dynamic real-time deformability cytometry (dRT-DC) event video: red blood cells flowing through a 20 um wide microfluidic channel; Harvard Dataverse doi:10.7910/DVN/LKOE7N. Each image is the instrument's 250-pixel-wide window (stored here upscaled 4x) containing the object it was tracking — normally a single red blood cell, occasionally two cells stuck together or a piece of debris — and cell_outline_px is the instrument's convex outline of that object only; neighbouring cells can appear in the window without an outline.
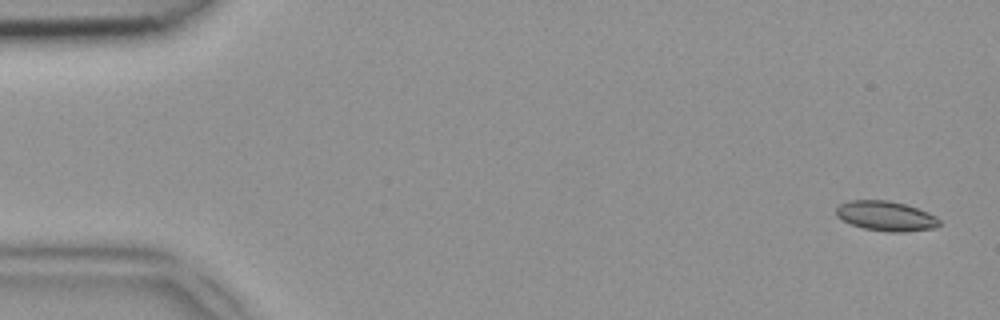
{"species": "common noctule bat (a hibernating species)", "species_latin": "Nyctalus noctula", "temperature_condition": "room temperature", "stored_images_in_passage": 14, "camera_frame_rate_fps": 3000, "um_per_image_px": 0.085, "animal": {"sex": "female", "body_mass_g": 18.4}, "frame": {"image": 1, "passage_image": 2, "time_ms": 0.333, "image_size_px": [1000, 320], "cell_outline_px": [[940, 224], [936, 228], [904, 232], [888, 232], [864, 228], [852, 224], [836, 216], [836, 208], [840, 204], [848, 200], [888, 200], [904, 204], [928, 212], [936, 216], [940, 220]], "centroid_in_image_um": [75.32, 18.36], "position_along_channel_um": 9.7, "area_um2": 17.92}}
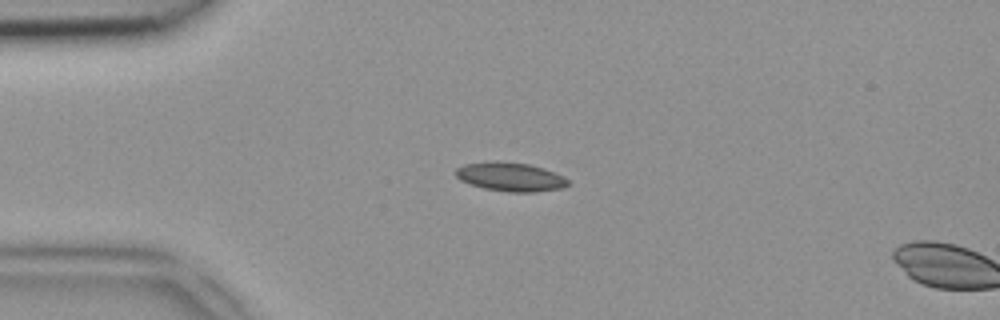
{"frame": {"image": 2, "passage_image": 12, "time_ms": 3.667, "image_size_px": [1000, 320], "cell_outline_px": [[568, 184], [560, 188], [536, 192], [508, 192], [484, 188], [468, 184], [460, 180], [456, 176], [456, 168], [464, 164], [488, 160], [528, 164], [544, 168], [564, 176], [568, 180]], "centroid_in_image_um": [43.34, 15.02], "position_along_channel_um": 41.7, "area_um2": 18.96}}